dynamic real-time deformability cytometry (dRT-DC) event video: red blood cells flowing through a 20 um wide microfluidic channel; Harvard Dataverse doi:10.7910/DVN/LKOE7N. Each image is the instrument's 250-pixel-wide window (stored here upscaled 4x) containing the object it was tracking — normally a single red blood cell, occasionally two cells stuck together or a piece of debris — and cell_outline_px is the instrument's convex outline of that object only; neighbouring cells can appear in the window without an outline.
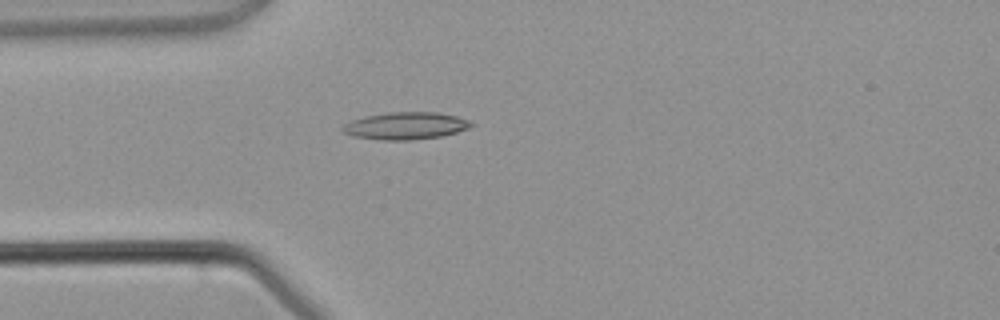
{"species": "common noctule bat (a hibernating species)", "species_latin": "Nyctalus noctula", "temperature_condition": "warm", "stored_images_in_passage": 3, "camera_frame_rate_fps": 3000, "um_per_image_px": 0.085, "animal": {"sex": "male", "body_mass_g": 21.5, "forearm_length_mm": 52.0}, "frame": {"image": 1, "passage_image": 3, "time_ms": 3.333, "image_size_px": [1000, 320], "cell_outline_px": [[476, 124], [468, 128], [456, 132], [440, 136], [412, 140], [380, 140], [352, 136], [344, 132], [340, 128], [344, 124], [352, 120], [368, 116], [388, 112], [436, 112], [456, 116], [472, 120]], "centroid_in_image_um": [34.5, 10.69], "position_along_channel_um": 50.5, "area_um2": 20.46}}